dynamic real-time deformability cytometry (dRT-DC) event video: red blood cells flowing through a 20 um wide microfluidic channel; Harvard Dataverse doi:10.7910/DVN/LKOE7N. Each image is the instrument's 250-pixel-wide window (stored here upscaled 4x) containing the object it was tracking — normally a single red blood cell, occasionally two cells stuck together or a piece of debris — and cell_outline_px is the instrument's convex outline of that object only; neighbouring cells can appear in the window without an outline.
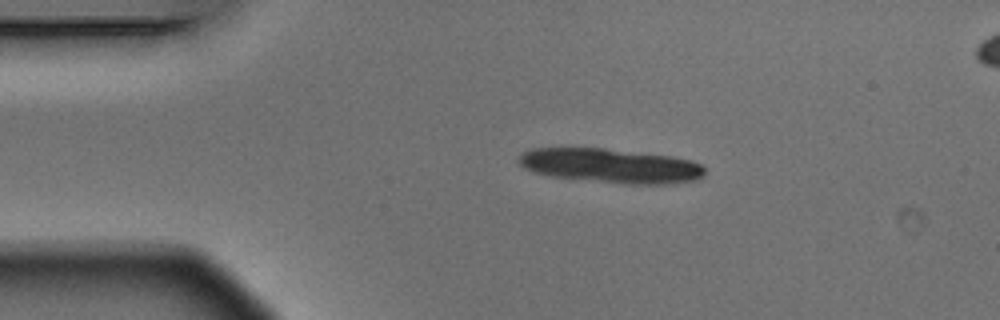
{"species": "Egyptian fruit bat (a non-hibernating species)", "species_latin": "Rousettus aegyptiacus", "temperature_condition": "warm", "stored_images_in_passage": 5, "camera_frame_rate_fps": 3000, "um_per_image_px": 0.085, "animal": {"sex": "male"}, "frame": {"image": 1, "passage_image": 2, "time_ms": 0.333, "image_size_px": [1000, 320], "cell_outline_px": [[704, 176], [696, 180], [672, 184], [624, 184], [548, 176], [532, 172], [524, 168], [516, 160], [524, 152], [532, 148], [604, 148], [672, 156], [692, 160], [700, 164], [704, 168]], "centroid_in_image_um": [51.91, 14.09], "position_along_channel_um": 33.1, "area_um2": 37.57}}
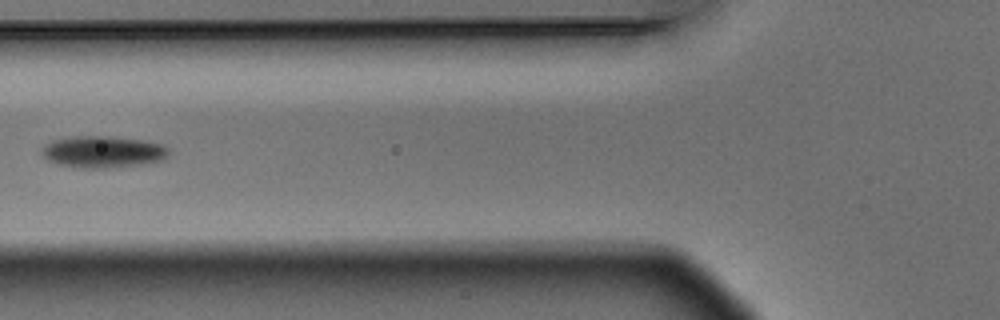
{"frame": {"image": 2, "passage_image": 5, "time_ms": 1.333, "image_size_px": [1000, 320], "cell_outline_px": [[168, 156], [164, 160], [140, 164], [112, 168], [80, 168], [60, 164], [48, 160], [40, 152], [40, 148], [44, 144], [52, 140], [72, 136], [112, 136], [144, 140], [164, 144], [168, 148]], "centroid_in_image_um": [8.75, 12.89], "position_along_channel_um": 117.1, "area_um2": 23.81}}